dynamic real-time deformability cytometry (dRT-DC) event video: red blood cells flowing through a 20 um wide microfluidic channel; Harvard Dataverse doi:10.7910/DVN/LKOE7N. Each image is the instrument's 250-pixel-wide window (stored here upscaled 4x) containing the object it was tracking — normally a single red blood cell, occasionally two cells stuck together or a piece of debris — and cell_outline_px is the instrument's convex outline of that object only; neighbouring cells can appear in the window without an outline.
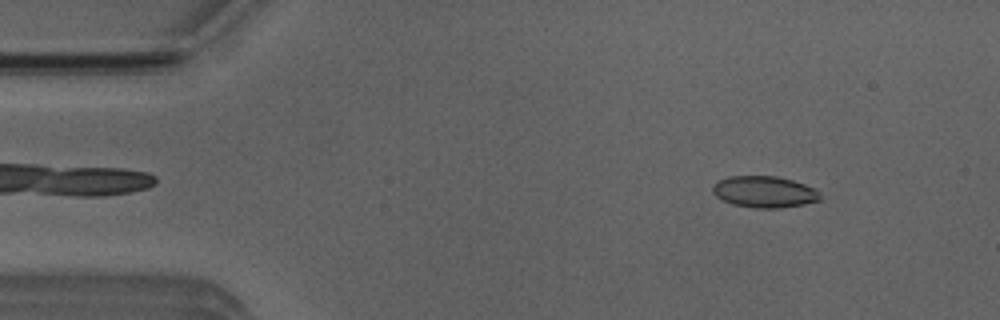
{"species": "Egyptian fruit bat (a non-hibernating species)", "species_latin": "Rousettus aegyptiacus", "temperature_condition": "room temperature", "stored_images_in_passage": 51, "camera_frame_rate_fps": 3000, "um_per_image_px": 0.085, "animal": {"sex": "male"}, "frame": {"image": 1, "passage_image": 5, "time_ms": 1.333, "image_size_px": [1000, 320], "cell_outline_px": [[820, 200], [804, 204], [780, 208], [756, 208], [732, 204], [716, 196], [712, 192], [712, 188], [720, 180], [728, 176], [776, 176], [792, 180], [804, 184], [820, 192]], "centroid_in_image_um": [64.97, 16.31], "position_along_channel_um": 20.0, "area_um2": 19.54}}
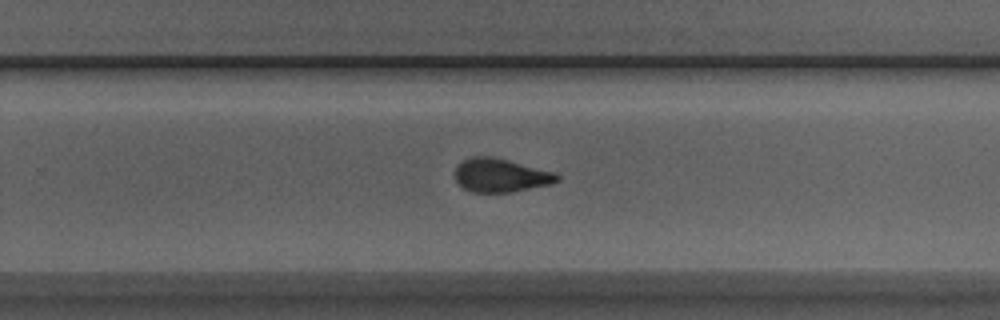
{"frame": {"image": 2, "passage_image": 32, "time_ms": 10.333, "image_size_px": [1000, 320], "cell_outline_px": [[560, 180], [552, 184], [512, 192], [472, 192], [464, 188], [456, 180], [456, 164], [472, 156], [492, 156], [556, 172], [560, 176]], "centroid_in_image_um": [42.59, 14.9], "position_along_channel_um": 287.2, "area_um2": 20.06}}
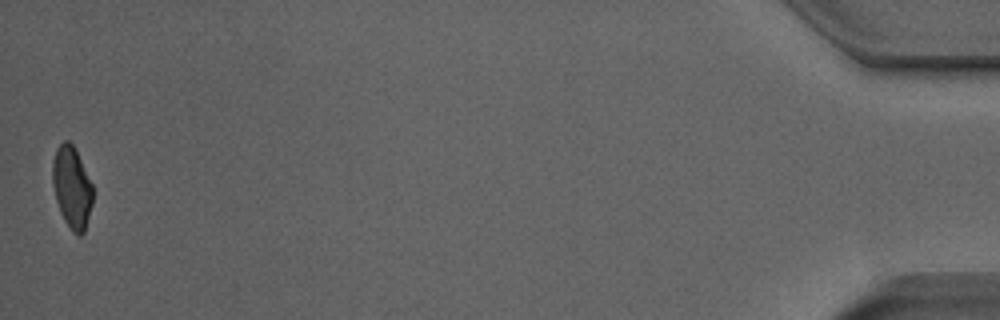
{"frame": {"image": 3, "passage_image": 51, "time_ms": 16.667, "image_size_px": [1000, 320], "cell_outline_px": [[92, 204], [84, 232], [80, 236], [76, 236], [72, 232], [64, 220], [60, 212], [56, 200], [52, 184], [52, 160], [56, 148], [64, 140], [68, 140], [72, 144], [92, 184]], "centroid_in_image_um": [6.08, 15.95], "position_along_channel_um": 429.1, "area_um2": 19.13}, "authors_computed_cell_mechanics": {"area_um2": 20.2878, "velocity_mm_per_s": 3.8597, "shape_relaxation_time_tau1_ms": 4.9119, "shape_relaxation_time_tau2_ms": 0.9783, "deformation_change_tau1": 0.1341, "deformation_change_tau2": 0.0462}}